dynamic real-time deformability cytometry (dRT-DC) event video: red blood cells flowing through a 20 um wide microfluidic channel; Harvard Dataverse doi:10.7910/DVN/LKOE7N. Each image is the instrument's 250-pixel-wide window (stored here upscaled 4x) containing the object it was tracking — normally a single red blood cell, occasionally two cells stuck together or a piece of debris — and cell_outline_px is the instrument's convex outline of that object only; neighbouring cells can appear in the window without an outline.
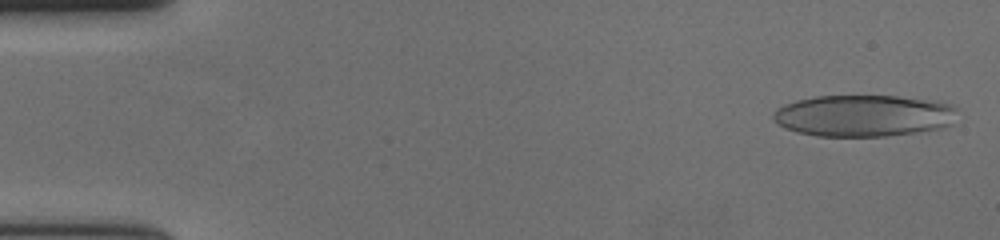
{"species": "human", "species_latin": "Homo sapiens", "temperature_condition": "cold", "stored_images_in_passage": 57, "camera_frame_rate_fps": 3000, "um_per_image_px": 0.085, "donor": {"sex": "female"}, "frame": {"image": 1, "passage_image": 2, "time_ms": 0.333, "image_size_px": [1000, 240], "cell_outline_px": [[956, 108], [948, 124], [936, 128], [912, 132], [884, 136], [816, 136], [796, 132], [784, 128], [772, 116], [776, 108], [784, 104], [796, 100], [816, 96], [900, 96], [940, 100], [952, 104]], "centroid_in_image_um": [73.35, 9.81], "position_along_channel_um": 11.6, "area_um2": 44.45}}
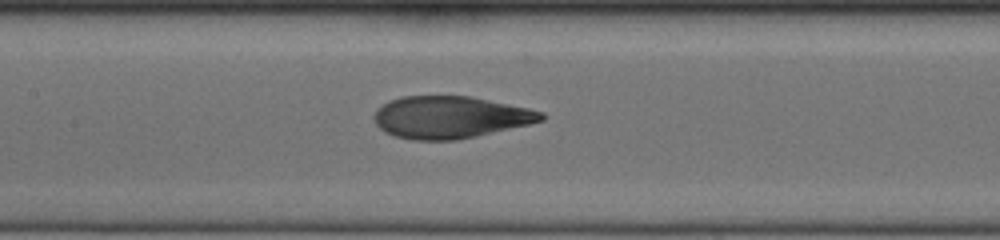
{"frame": {"image": 2, "passage_image": 27, "time_ms": 8.667, "image_size_px": [1000, 240], "cell_outline_px": [[544, 120], [528, 124], [476, 136], [456, 140], [412, 140], [396, 136], [384, 132], [376, 124], [372, 116], [376, 108], [388, 100], [400, 96], [468, 96], [528, 108], [544, 112]], "centroid_in_image_um": [38.2, 9.96], "position_along_channel_um": 169.2, "area_um2": 40.98}}
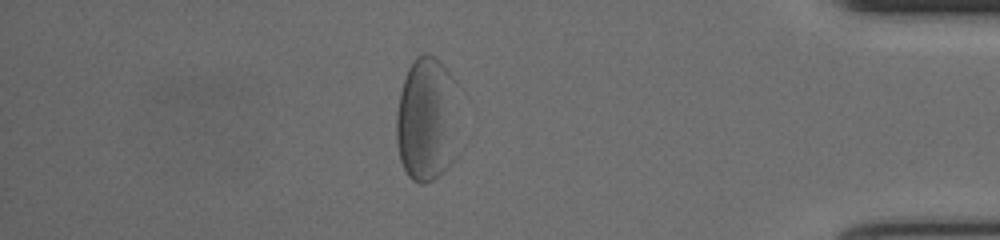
{"frame": {"image": 3, "passage_image": 49, "time_ms": 16.0, "image_size_px": [1000, 240], "cell_outline_px": [[452, 164], [448, 168], [432, 180], [424, 184], [420, 184], [412, 180], [408, 176], [400, 160], [396, 140], [396, 116], [400, 92], [404, 76], [412, 60], [416, 56], [424, 52], [440, 60], [452, 76]], "centroid_in_image_um": [36.15, 10.15], "position_along_channel_um": 399.1, "area_um2": 43.93}, "authors_computed_cell_mechanics": {"area_um2": 42.5408, "velocity_mm_per_s": 3.6322, "shape_relaxation_time_tau1_ms": 10.1585, "shape_relaxation_time_tau2_ms": null, "deformation_change_tau1": 0.3294, "deformation_change_tau2": null}}